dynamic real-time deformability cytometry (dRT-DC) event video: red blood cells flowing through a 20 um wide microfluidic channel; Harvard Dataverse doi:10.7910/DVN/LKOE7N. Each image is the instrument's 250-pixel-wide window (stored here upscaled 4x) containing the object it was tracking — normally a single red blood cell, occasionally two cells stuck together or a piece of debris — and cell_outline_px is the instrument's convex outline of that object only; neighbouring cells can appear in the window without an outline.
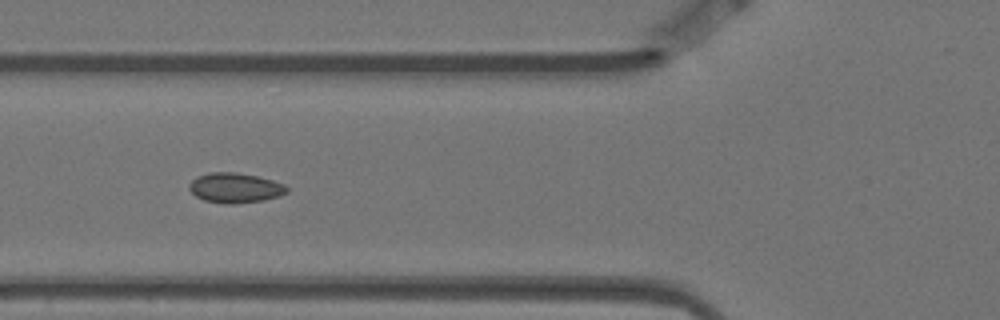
{"species": "Egyptian fruit bat (a non-hibernating species)", "species_latin": "Rousettus aegyptiacus", "temperature_condition": "warm", "stored_images_in_passage": 15, "segment_of_instrument_passage": [1, 2], "camera_frame_rate_fps": 3000, "um_per_image_px": 0.085, "animal": {"sex": "female"}, "frame": {"image": 1, "passage_image": 6, "time_ms": 1.667, "image_size_px": [1000, 320], "cell_outline_px": [[288, 192], [264, 200], [232, 204], [204, 200], [196, 196], [188, 188], [188, 184], [196, 176], [208, 172], [236, 172], [260, 176], [284, 184], [288, 188]], "centroid_in_image_um": [19.97, 15.94], "position_along_channel_um": 105.8, "area_um2": 17.05}}
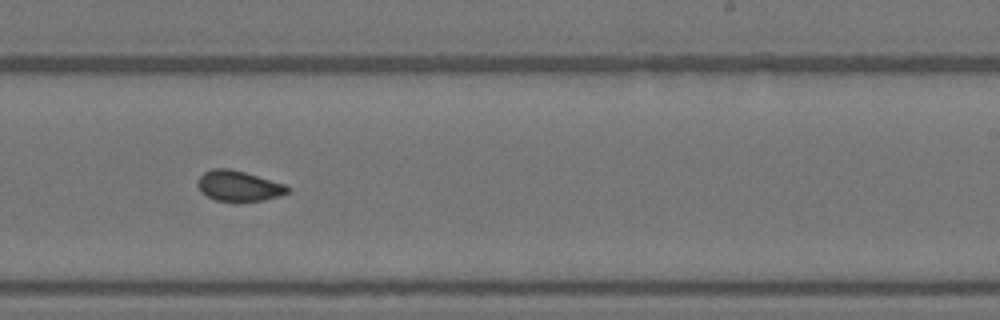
{"frame": {"image": 2, "passage_image": 10, "time_ms": 3.0, "image_size_px": [1000, 320], "cell_outline_px": [[292, 188], [288, 192], [280, 196], [264, 200], [216, 200], [200, 192], [196, 184], [200, 176], [204, 172], [212, 168], [228, 168], [244, 172], [284, 184]], "centroid_in_image_um": [20.27, 15.79], "position_along_channel_um": 268.7, "area_um2": 15.72}}
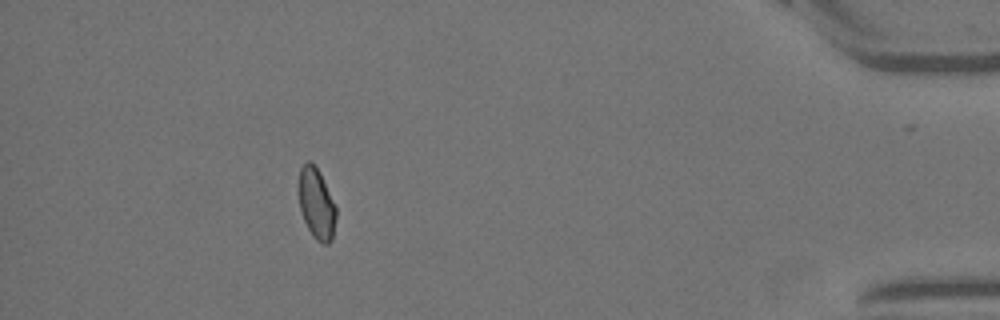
{"frame": {"image": 3, "passage_image": 14, "time_ms": 4.333, "image_size_px": [1000, 320], "cell_outline_px": [[336, 220], [332, 240], [328, 244], [324, 244], [316, 240], [312, 236], [304, 220], [300, 208], [300, 168], [308, 160], [312, 160], [316, 164], [320, 172], [336, 208]], "centroid_in_image_um": [26.92, 17.31], "position_along_channel_um": 408.3, "area_um2": 15.32}}